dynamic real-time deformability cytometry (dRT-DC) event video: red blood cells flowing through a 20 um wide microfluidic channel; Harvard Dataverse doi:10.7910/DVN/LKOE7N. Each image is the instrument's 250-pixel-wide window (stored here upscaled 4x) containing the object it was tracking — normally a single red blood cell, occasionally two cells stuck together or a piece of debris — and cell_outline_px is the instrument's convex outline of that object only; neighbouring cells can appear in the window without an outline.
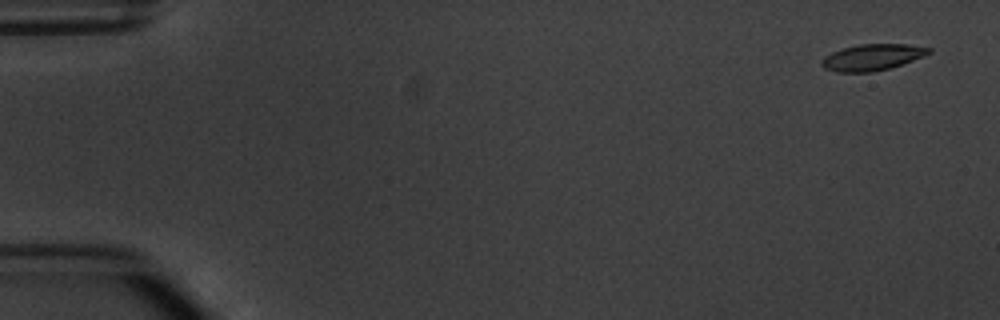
{"species": "common noctule bat (a hibernating species)", "species_latin": "Nyctalus noctula", "temperature_condition": "warm", "stored_images_in_passage": 5, "camera_frame_rate_fps": 3000, "um_per_image_px": 0.085, "animal": {"sex": "male", "body_mass_g": 20.1, "forearm_length_mm": 53.5}, "frame": {"image": 1, "passage_image": 1, "time_ms": 0.0, "image_size_px": [1000, 320], "cell_outline_px": [[932, 52], [924, 56], [888, 68], [872, 72], [836, 72], [824, 68], [820, 64], [820, 60], [824, 56], [832, 52], [844, 48], [860, 44], [908, 44], [932, 48]], "centroid_in_image_um": [74.12, 4.86], "position_along_channel_um": 10.9, "area_um2": 16.36}}
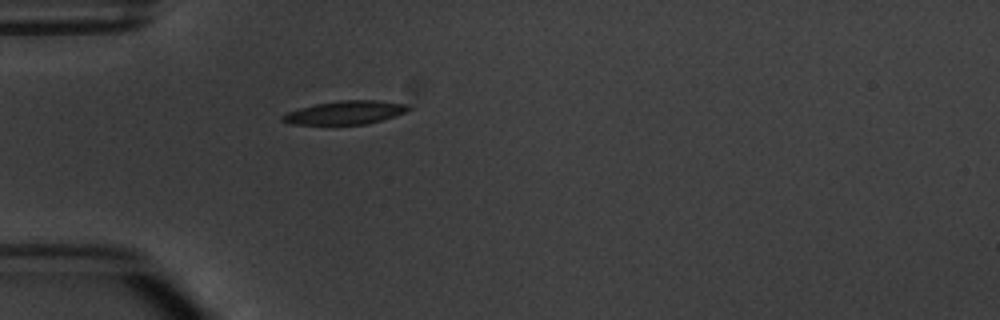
{"frame": {"image": 2, "passage_image": 5, "time_ms": 4.667, "image_size_px": [1000, 320], "cell_outline_px": [[412, 108], [404, 112], [380, 120], [364, 124], [292, 124], [280, 120], [280, 116], [288, 112], [300, 108], [316, 104], [340, 100], [376, 100], [408, 104]], "centroid_in_image_um": [29.32, 9.56], "position_along_channel_um": 55.7, "area_um2": 16.94}}